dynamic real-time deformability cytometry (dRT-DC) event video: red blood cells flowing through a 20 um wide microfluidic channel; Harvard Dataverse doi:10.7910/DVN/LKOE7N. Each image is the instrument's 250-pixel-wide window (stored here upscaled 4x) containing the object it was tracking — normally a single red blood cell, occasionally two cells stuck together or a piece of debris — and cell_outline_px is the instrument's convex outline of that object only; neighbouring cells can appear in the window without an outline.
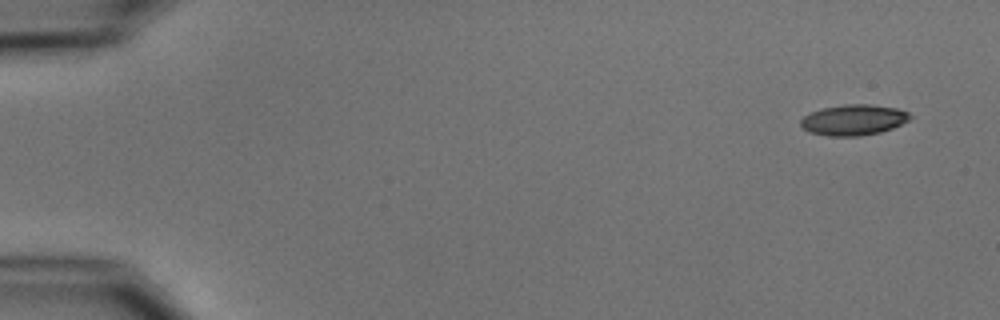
{"species": "common noctule bat (a hibernating species)", "species_latin": "Nyctalus noctula", "temperature_condition": "cold", "stored_images_in_passage": 13, "camera_frame_rate_fps": 3000, "um_per_image_px": 0.085, "animal": {"sex": "male", "body_mass_g": 15.6}, "frame": {"image": 1, "passage_image": 1, "time_ms": 0.0, "image_size_px": [1000, 320], "cell_outline_px": [[912, 116], [908, 120], [892, 128], [880, 132], [860, 136], [828, 136], [808, 132], [800, 124], [800, 120], [804, 116], [812, 112], [824, 108], [844, 104], [872, 104], [896, 108], [908, 112]], "centroid_in_image_um": [72.55, 10.19], "position_along_channel_um": 12.5, "area_um2": 19.48}}
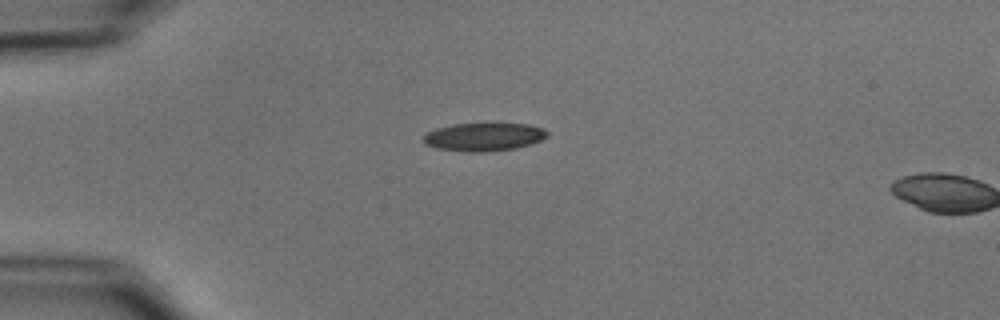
{"frame": {"image": 2, "passage_image": 12, "time_ms": 3.667, "image_size_px": [1000, 320], "cell_outline_px": [[548, 136], [532, 144], [516, 148], [488, 152], [468, 152], [436, 148], [424, 144], [424, 136], [428, 132], [436, 128], [452, 124], [528, 124], [544, 128], [548, 132]], "centroid_in_image_um": [41.14, 11.64], "position_along_channel_um": 43.9, "area_um2": 20.35}}